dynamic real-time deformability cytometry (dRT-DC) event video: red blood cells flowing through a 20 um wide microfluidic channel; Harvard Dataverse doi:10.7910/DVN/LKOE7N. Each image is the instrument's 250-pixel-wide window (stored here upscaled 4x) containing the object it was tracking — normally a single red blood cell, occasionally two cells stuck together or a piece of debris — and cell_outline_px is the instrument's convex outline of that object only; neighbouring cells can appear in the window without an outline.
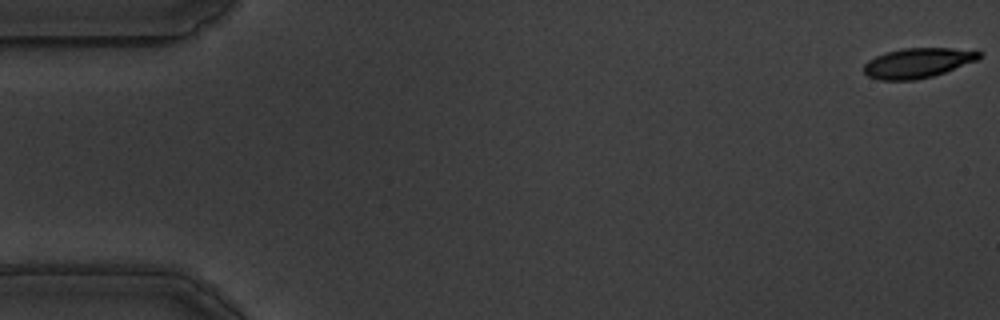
{"species": "common noctule bat (a hibernating species)", "species_latin": "Nyctalus noctula", "temperature_condition": "warm", "stored_images_in_passage": 14, "camera_frame_rate_fps": 3000, "um_per_image_px": 0.085, "animal": {"sex": "male", "body_mass_g": 19.5, "forearm_length_mm": 54.6}, "frame": {"image": 1, "passage_image": 1, "time_ms": 0.0, "image_size_px": [1000, 320], "cell_outline_px": [[980, 56], [976, 60], [944, 72], [932, 76], [916, 80], [880, 80], [868, 76], [864, 72], [864, 64], [868, 60], [884, 52], [904, 48], [976, 48], [980, 52]], "centroid_in_image_um": [78.01, 5.33], "position_along_channel_um": 7.0, "area_um2": 20.17}}